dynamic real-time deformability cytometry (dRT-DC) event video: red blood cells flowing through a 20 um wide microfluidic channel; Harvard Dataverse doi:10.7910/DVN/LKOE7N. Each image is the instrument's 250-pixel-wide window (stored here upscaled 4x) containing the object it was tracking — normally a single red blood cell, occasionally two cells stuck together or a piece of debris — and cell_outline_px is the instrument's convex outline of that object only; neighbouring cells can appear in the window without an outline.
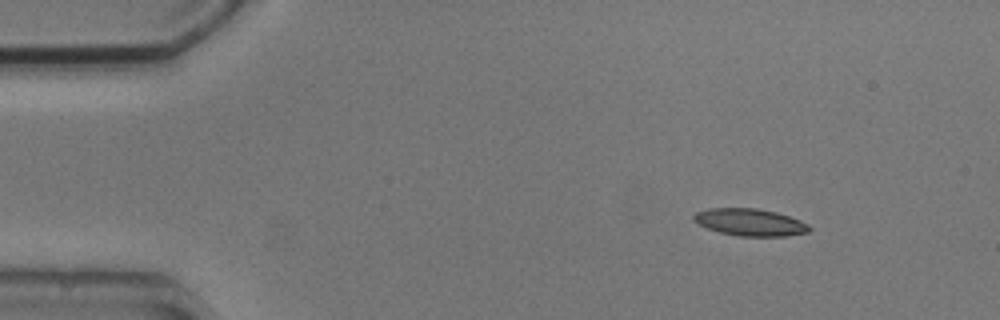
{"species": "common noctule bat (a hibernating species)", "species_latin": "Nyctalus noctula", "temperature_condition": "cold", "stored_images_in_passage": 7, "camera_frame_rate_fps": 3000, "um_per_image_px": 0.085, "animal": {"sex": "male", "body_mass_g": 20.5, "forearm_length_mm": 52.5}, "frame": {"image": 1, "passage_image": 1, "time_ms": 0.0, "image_size_px": [1000, 320], "cell_outline_px": [[812, 228], [808, 232], [784, 236], [740, 236], [720, 232], [708, 228], [692, 220], [692, 216], [696, 212], [708, 208], [756, 208], [776, 212], [800, 220], [808, 224]], "centroid_in_image_um": [63.75, 18.88], "position_along_channel_um": 21.3, "area_um2": 18.21}}
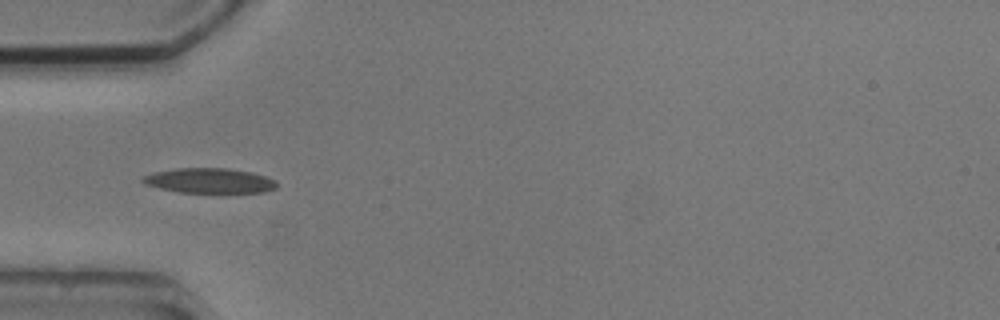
{"frame": {"image": 2, "passage_image": 4, "time_ms": 3.333, "image_size_px": [1000, 320], "cell_outline_px": [[276, 188], [264, 192], [180, 192], [160, 188], [144, 184], [140, 180], [140, 176], [152, 172], [176, 168], [228, 168], [252, 172], [276, 180]], "centroid_in_image_um": [17.75, 15.34], "position_along_channel_um": 67.3, "area_um2": 19.54}}